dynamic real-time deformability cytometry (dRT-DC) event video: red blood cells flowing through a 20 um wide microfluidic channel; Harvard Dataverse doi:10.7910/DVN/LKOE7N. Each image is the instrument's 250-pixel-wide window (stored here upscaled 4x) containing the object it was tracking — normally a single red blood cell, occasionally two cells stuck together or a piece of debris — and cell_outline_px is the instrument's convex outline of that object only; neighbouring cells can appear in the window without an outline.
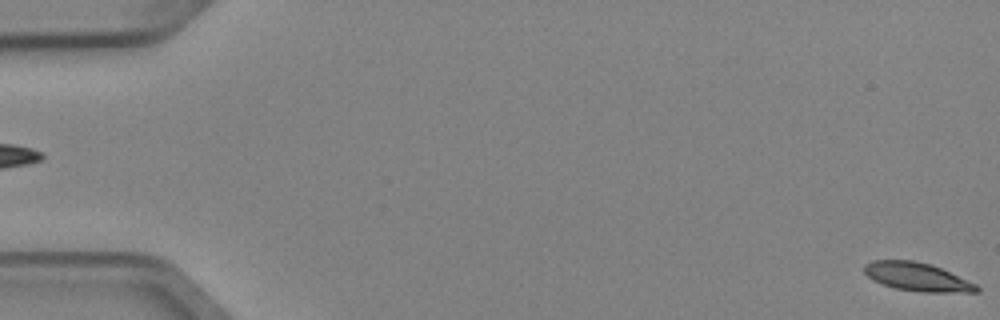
{"species": "Egyptian fruit bat (a non-hibernating species)", "species_latin": "Rousettus aegyptiacus", "temperature_condition": "cold", "stored_images_in_passage": 4, "segment_of_instrument_passage": [2, 2], "camera_frame_rate_fps": 3000, "um_per_image_px": 0.085, "animal": {"sex": "female"}, "frame": {"image": 1, "passage_image": 4, "time_ms": 1.0, "image_size_px": [1000, 320], "cell_outline_px": [[980, 292], [920, 292], [896, 288], [872, 280], [864, 272], [864, 264], [872, 260], [912, 260], [932, 264], [976, 284], [980, 288]], "centroid_in_image_um": [77.96, 23.53], "position_along_channel_um": 7.0, "area_um2": 18.55}}